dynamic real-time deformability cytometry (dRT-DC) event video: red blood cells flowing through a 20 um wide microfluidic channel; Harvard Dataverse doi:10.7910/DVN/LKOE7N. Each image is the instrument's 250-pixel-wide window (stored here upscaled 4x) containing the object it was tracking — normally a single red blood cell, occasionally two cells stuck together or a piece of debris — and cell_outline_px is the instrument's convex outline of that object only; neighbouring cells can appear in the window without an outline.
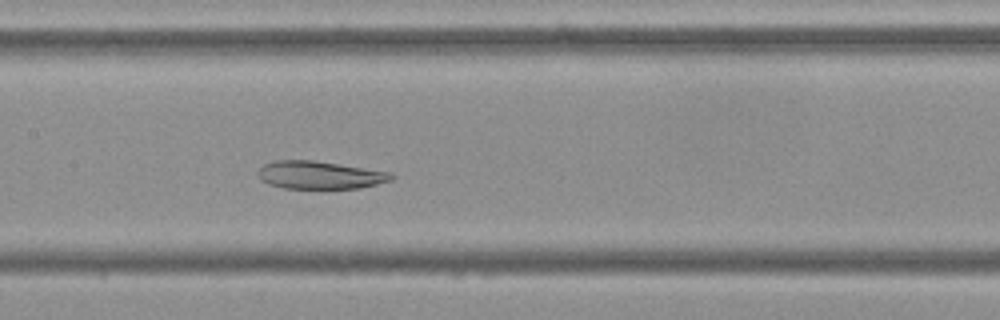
{"species": "Egyptian fruit bat (a non-hibernating species)", "species_latin": "Rousettus aegyptiacus", "temperature_condition": "cold", "stored_images_in_passage": 50, "camera_frame_rate_fps": 3000, "um_per_image_px": 0.085, "frame": {"image": 1, "passage_image": 22, "time_ms": 7.0, "image_size_px": [1000, 320], "cell_outline_px": [[396, 176], [392, 180], [360, 188], [284, 188], [268, 184], [260, 180], [256, 172], [264, 164], [276, 160], [312, 160], [392, 172]], "centroid_in_image_um": [27.17, 14.88], "position_along_channel_um": 180.2, "area_um2": 21.68}}
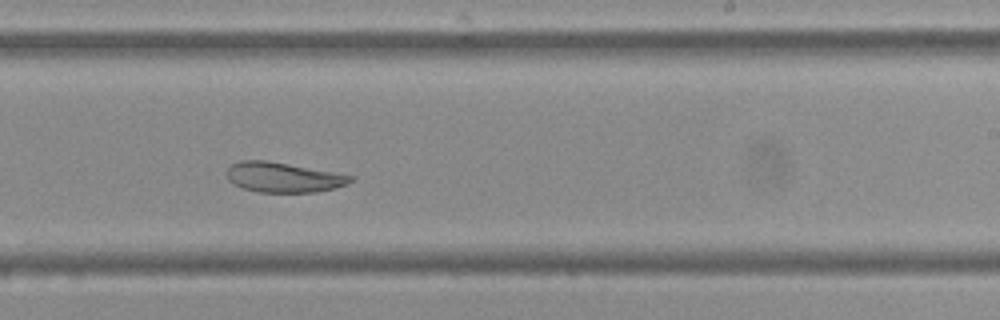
{"frame": {"image": 2, "passage_image": 29, "time_ms": 9.333, "image_size_px": [1000, 320], "cell_outline_px": [[352, 180], [348, 184], [336, 188], [316, 192], [260, 192], [244, 188], [232, 184], [228, 180], [228, 168], [232, 164], [240, 160], [264, 160], [288, 164], [352, 176]], "centroid_in_image_um": [24.05, 15.08], "position_along_channel_um": 264.9, "area_um2": 21.27}}
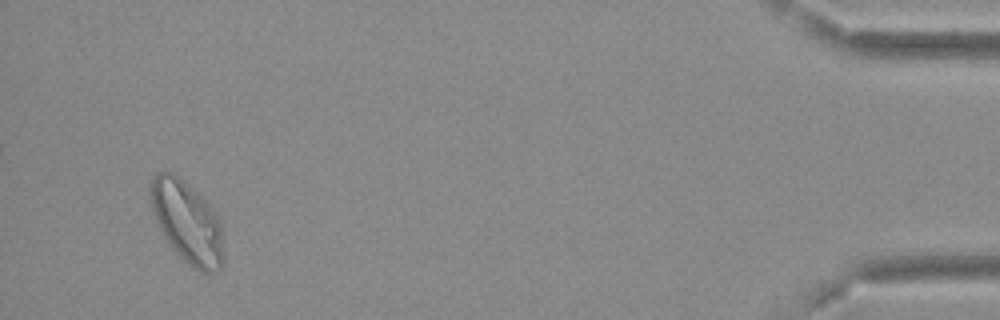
{"frame": {"image": 3, "passage_image": 48, "time_ms": 15.667, "image_size_px": [1000, 320], "cell_outline_px": [[224, 264], [216, 272], [208, 276], [192, 268], [168, 244], [152, 212], [148, 200], [148, 184], [156, 172], [172, 172], [196, 192], [216, 212], [220, 220], [224, 252]], "centroid_in_image_um": [15.9, 18.92], "position_along_channel_um": 419.3, "area_um2": 35.49}, "authors_computed_cell_mechanics": {"area_um2": 27.9174, "velocity_mm_per_s": 3.6438, "shape_relaxation_time_tau1_ms": null, "shape_relaxation_time_tau2_ms": 3.7415, "deformation_change_tau1": null, "deformation_change_tau2": 0.0631}}